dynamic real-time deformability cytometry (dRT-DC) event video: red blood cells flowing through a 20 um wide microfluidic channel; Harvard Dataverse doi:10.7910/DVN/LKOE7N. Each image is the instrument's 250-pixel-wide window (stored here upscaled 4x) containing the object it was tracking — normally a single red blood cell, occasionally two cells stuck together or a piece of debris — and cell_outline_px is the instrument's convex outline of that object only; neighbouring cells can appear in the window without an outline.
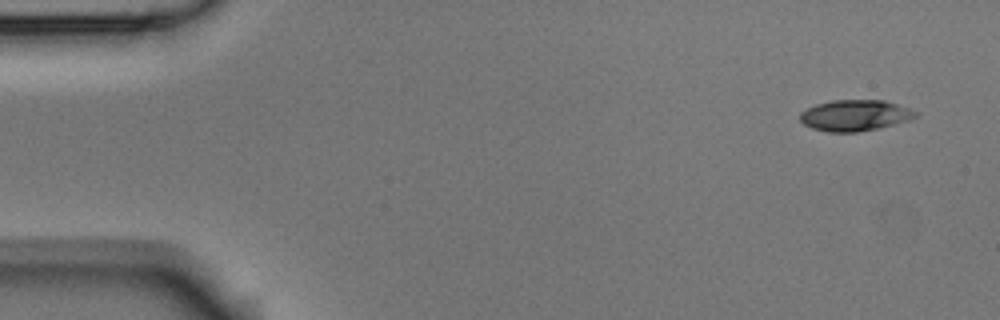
{"species": "Egyptian fruit bat (a non-hibernating species)", "species_latin": "Rousettus aegyptiacus", "temperature_condition": "room temperature", "stored_images_in_passage": 4, "camera_frame_rate_fps": 3000, "um_per_image_px": 0.085, "animal": {"sex": "male"}, "frame": {"image": 1, "passage_image": 1, "time_ms": 0.0, "image_size_px": [1000, 320], "cell_outline_px": [[916, 116], [908, 120], [880, 128], [856, 132], [828, 132], [812, 128], [804, 124], [800, 120], [800, 112], [816, 104], [832, 100], [884, 100], [908, 108], [916, 112]], "centroid_in_image_um": [72.63, 9.81], "position_along_channel_um": 12.4, "area_um2": 20.75}}
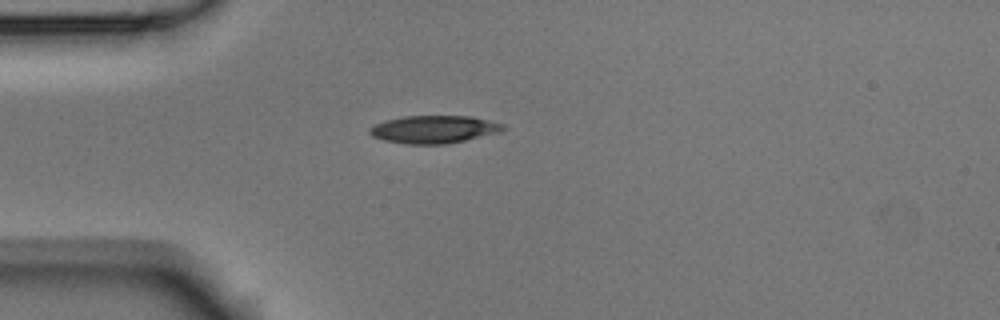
{"frame": {"image": 2, "passage_image": 3, "time_ms": 0.667, "image_size_px": [1000, 320], "cell_outline_px": [[508, 128], [500, 132], [448, 144], [408, 144], [384, 140], [372, 136], [368, 132], [368, 128], [384, 120], [404, 116], [472, 116], [504, 124]], "centroid_in_image_um": [36.89, 10.99], "position_along_channel_um": 48.1, "area_um2": 21.68}}